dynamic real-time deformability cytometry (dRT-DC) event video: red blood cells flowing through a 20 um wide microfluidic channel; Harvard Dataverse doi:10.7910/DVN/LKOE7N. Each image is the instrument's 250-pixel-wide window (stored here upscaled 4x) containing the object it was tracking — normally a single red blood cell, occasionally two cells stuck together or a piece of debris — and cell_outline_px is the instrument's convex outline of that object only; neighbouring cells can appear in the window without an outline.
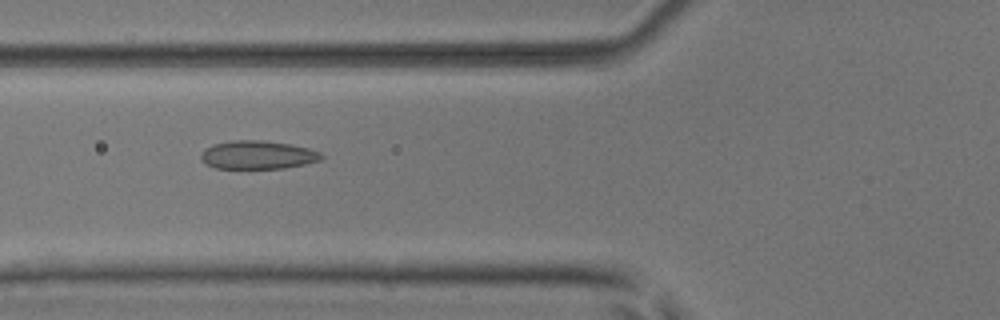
{"species": "common noctule bat (a hibernating species)", "species_latin": "Nyctalus noctula", "temperature_condition": "room temperature", "stored_images_in_passage": 45, "camera_frame_rate_fps": 3000, "um_per_image_px": 0.085, "animal": {"sex": "male", "body_mass_g": 17.9, "forearm_length_mm": 54.2}, "frame": {"image": 1, "passage_image": 14, "time_ms": 4.333, "image_size_px": [1000, 320], "cell_outline_px": [[324, 156], [320, 160], [304, 164], [284, 168], [216, 168], [200, 160], [200, 156], [204, 148], [212, 144], [232, 140], [260, 140], [288, 144], [308, 148], [320, 152]], "centroid_in_image_um": [21.87, 13.16], "position_along_channel_um": 103.9, "area_um2": 19.83}}
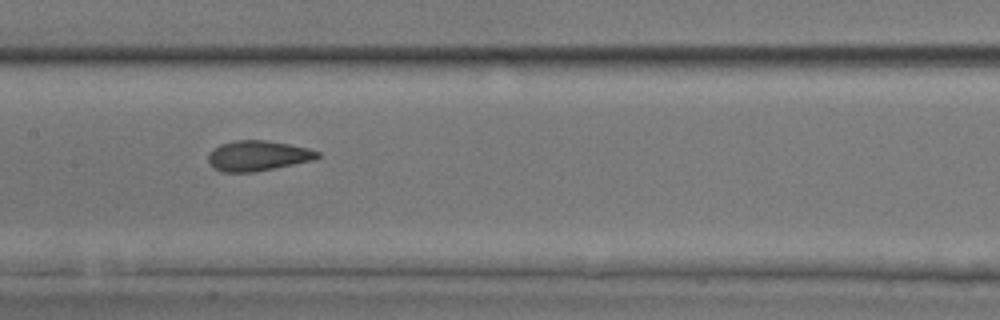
{"frame": {"image": 2, "passage_image": 20, "time_ms": 6.333, "image_size_px": [1000, 320], "cell_outline_px": [[320, 156], [316, 160], [252, 172], [220, 172], [212, 168], [208, 160], [208, 156], [220, 144], [236, 140], [264, 140], [288, 144], [308, 148], [320, 152]], "centroid_in_image_um": [21.93, 13.25], "position_along_channel_um": 185.5, "area_um2": 19.19}}
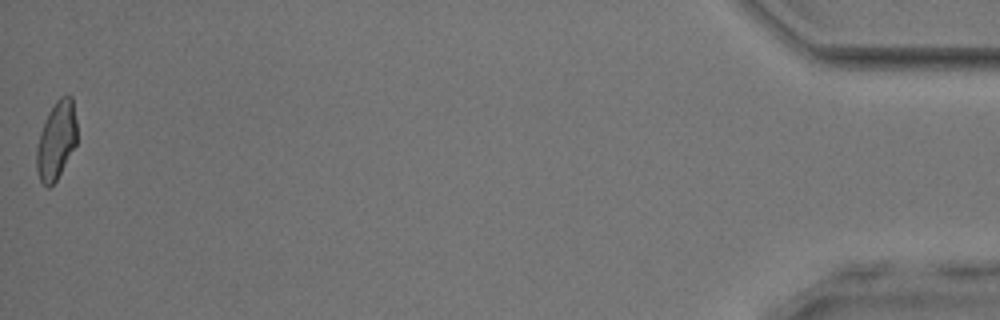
{"frame": {"image": 3, "passage_image": 45, "time_ms": 14.667, "image_size_px": [1000, 320], "cell_outline_px": [[76, 144], [56, 180], [48, 188], [40, 180], [36, 168], [36, 148], [40, 132], [44, 120], [48, 112], [56, 100], [60, 96], [72, 96], [76, 120]], "centroid_in_image_um": [4.77, 11.91], "position_along_channel_um": 430.4, "area_um2": 18.26}, "authors_computed_cell_mechanics": {"area_um2": 19.2474, "velocity_mm_per_s": 4.0772, "shape_relaxation_time_tau1_ms": null, "shape_relaxation_time_tau2_ms": 1.0527, "deformation_change_tau1": null, "deformation_change_tau2": 0.0828}}